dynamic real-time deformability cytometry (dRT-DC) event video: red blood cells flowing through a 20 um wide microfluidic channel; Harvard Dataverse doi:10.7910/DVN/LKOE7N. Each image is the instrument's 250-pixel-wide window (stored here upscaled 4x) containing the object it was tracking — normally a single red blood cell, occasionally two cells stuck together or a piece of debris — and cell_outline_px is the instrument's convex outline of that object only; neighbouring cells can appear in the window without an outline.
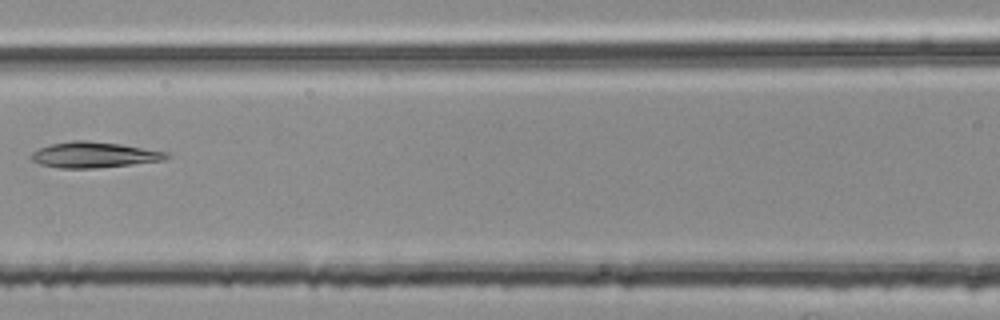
{"species": "common noctule bat (a hibernating species)", "species_latin": "Nyctalus noctula", "temperature_condition": "room temperature", "stored_images_in_passage": 6, "camera_frame_rate_fps": 3000, "um_per_image_px": 0.085, "animal": {"sex": "female", "body_mass_g": 25.1}, "frame": {"image": 1, "passage_image": 6, "time_ms": 1.667, "image_size_px": [1000, 320], "cell_outline_px": [[172, 156], [164, 160], [132, 164], [96, 168], [56, 168], [40, 164], [32, 160], [28, 156], [32, 152], [48, 144], [72, 140], [88, 140], [120, 144], [168, 152]], "centroid_in_image_um": [7.96, 13.15], "position_along_channel_um": 158.6, "area_um2": 20.46}}